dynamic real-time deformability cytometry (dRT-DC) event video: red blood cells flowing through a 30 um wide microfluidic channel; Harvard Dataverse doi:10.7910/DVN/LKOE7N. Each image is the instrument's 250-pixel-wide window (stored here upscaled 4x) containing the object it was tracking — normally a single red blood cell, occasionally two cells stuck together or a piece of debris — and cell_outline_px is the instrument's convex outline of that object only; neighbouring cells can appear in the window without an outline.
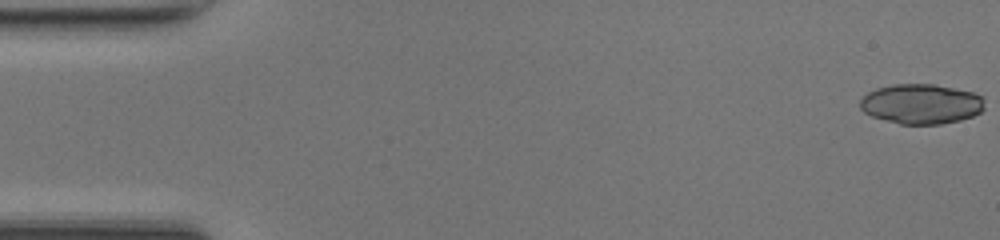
{"species": "common noctule bat (a hibernating species)", "species_latin": "Nyctalus noctula", "temperature_condition": "room temperature", "stored_images_in_passage": 49, "camera_frame_rate_fps": 3000, "um_per_image_px": 0.085, "animal": {"sex": "female", "body_mass_g": 17.0, "forearm_length_mm": 48.0}, "frame": {"image": 1, "passage_image": 1, "time_ms": 0.0, "image_size_px": [1000, 240], "cell_outline_px": [[984, 108], [980, 112], [972, 116], [960, 120], [940, 124], [900, 124], [872, 116], [864, 112], [860, 108], [860, 100], [868, 92], [876, 88], [892, 84], [936, 84], [972, 92], [984, 96]], "centroid_in_image_um": [78.31, 8.82], "position_along_channel_um": 6.7, "area_um2": 29.07}}
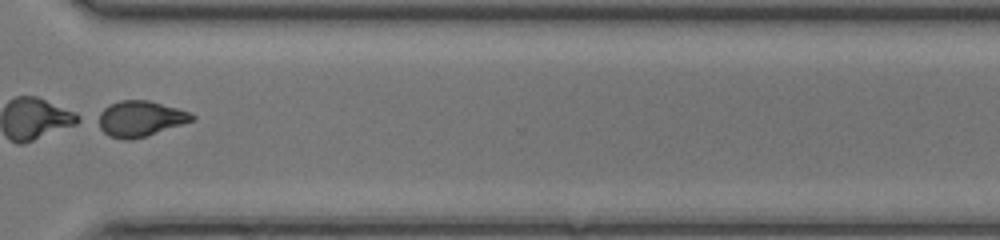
{"frame": {"image": 2, "passage_image": 37, "time_ms": 12.0, "image_size_px": [1000, 240], "cell_outline_px": [[196, 116], [192, 120], [148, 136], [132, 140], [124, 140], [108, 136], [92, 120], [92, 116], [108, 104], [120, 100], [148, 100], [176, 108], [188, 112]], "centroid_in_image_um": [11.77, 10.09], "position_along_channel_um": 358.8, "area_um2": 19.94}}